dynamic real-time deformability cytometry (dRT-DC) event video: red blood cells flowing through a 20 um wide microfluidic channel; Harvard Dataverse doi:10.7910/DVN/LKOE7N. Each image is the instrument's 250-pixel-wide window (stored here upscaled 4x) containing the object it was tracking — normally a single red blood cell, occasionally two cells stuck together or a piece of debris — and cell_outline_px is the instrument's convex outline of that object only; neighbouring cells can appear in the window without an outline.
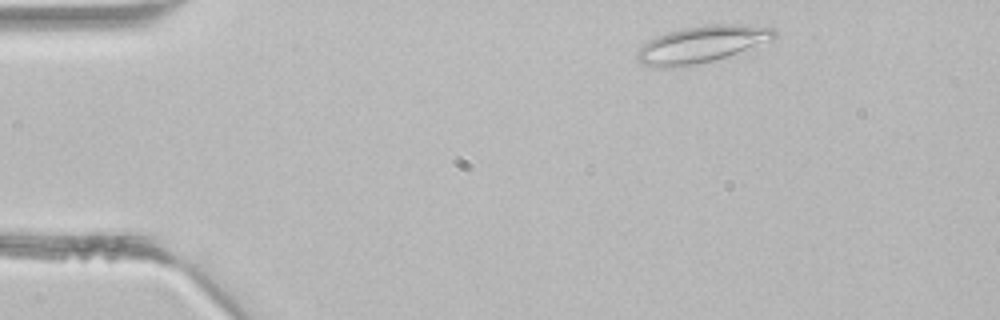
{"species": "common noctule bat (a hibernating species)", "species_latin": "Nyctalus noctula", "temperature_condition": "room temperature", "stored_images_in_passage": 2, "camera_frame_rate_fps": 3000, "um_per_image_px": 0.085, "animal": {"sex": "male", "body_mass_g": 21.5, "forearm_length_mm": 52.0}, "frame": {"image": 1, "passage_image": 1, "time_ms": 0.0, "image_size_px": [1000, 320], "cell_outline_px": [[776, 36], [772, 40], [728, 56], [712, 60], [692, 64], [664, 68], [640, 64], [636, 60], [636, 52], [648, 40], [656, 36], [668, 32], [684, 28], [712, 24], [740, 24], [772, 28], [776, 32]], "centroid_in_image_um": [59.61, 3.76], "position_along_channel_um": 25.4, "area_um2": 29.02}}